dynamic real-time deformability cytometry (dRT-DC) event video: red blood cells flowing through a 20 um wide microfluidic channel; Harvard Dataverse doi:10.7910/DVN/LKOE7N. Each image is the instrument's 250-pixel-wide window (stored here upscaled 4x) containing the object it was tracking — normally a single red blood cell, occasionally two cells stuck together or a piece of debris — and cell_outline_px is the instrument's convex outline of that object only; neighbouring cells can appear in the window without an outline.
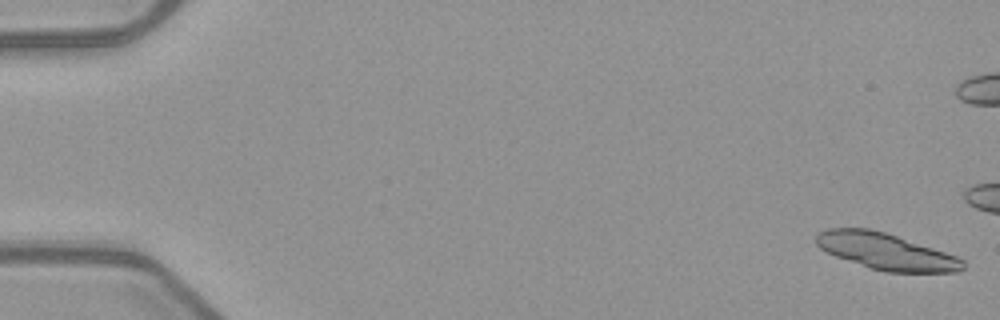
{"species": "common noctule bat (a hibernating species)", "species_latin": "Nyctalus noctula", "temperature_condition": "warm", "stored_images_in_passage": 14, "camera_frame_rate_fps": 3000, "um_per_image_px": 0.085, "animal": {"sex": "female", "body_mass_g": 21.9}, "frame": {"image": 1, "passage_image": 1, "time_ms": 0.0, "image_size_px": [1000, 320], "cell_outline_px": [[964, 268], [960, 272], [884, 272], [868, 268], [836, 256], [820, 248], [816, 244], [816, 236], [820, 232], [828, 228], [868, 228], [884, 232], [956, 256], [964, 260]], "centroid_in_image_um": [75.29, 21.38], "position_along_channel_um": 9.7, "area_um2": 30.81}}